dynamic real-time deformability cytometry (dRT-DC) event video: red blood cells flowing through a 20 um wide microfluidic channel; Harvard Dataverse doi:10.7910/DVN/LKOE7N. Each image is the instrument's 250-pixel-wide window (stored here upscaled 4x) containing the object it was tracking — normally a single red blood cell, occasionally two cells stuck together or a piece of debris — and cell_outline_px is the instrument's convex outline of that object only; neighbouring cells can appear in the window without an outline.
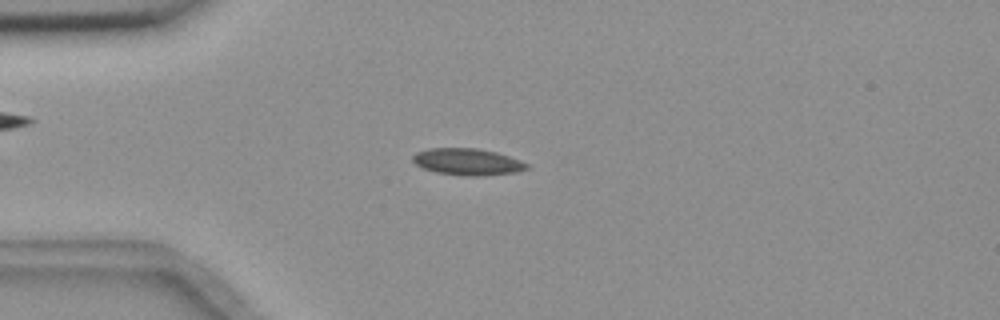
{"species": "common noctule bat (a hibernating species)", "species_latin": "Nyctalus noctula", "temperature_condition": "room temperature", "stored_images_in_passage": 55, "camera_frame_rate_fps": 3000, "um_per_image_px": 0.085, "animal": {"sex": "female", "body_mass_g": 18.4}, "frame": {"image": 1, "passage_image": 14, "time_ms": 4.333, "image_size_px": [1000, 320], "cell_outline_px": [[528, 168], [516, 172], [484, 176], [468, 176], [436, 172], [424, 168], [416, 164], [412, 160], [412, 156], [416, 152], [428, 148], [476, 148], [496, 152], [520, 160], [528, 164]], "centroid_in_image_um": [39.73, 13.75], "position_along_channel_um": 45.3, "area_um2": 17.69}}
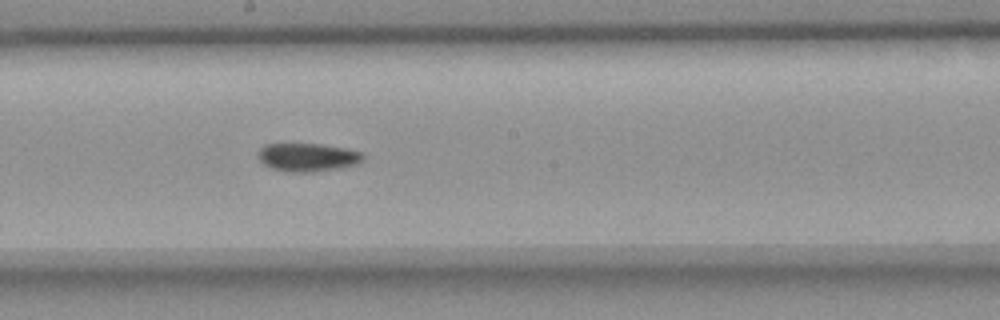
{"frame": {"image": 2, "passage_image": 30, "time_ms": 9.667, "image_size_px": [1000, 320], "cell_outline_px": [[364, 160], [356, 164], [344, 168], [316, 172], [292, 172], [272, 168], [264, 164], [260, 160], [260, 148], [264, 144], [320, 144], [344, 148], [364, 152]], "centroid_in_image_um": [26.22, 13.37], "position_along_channel_um": 222.0, "area_um2": 17.34}}
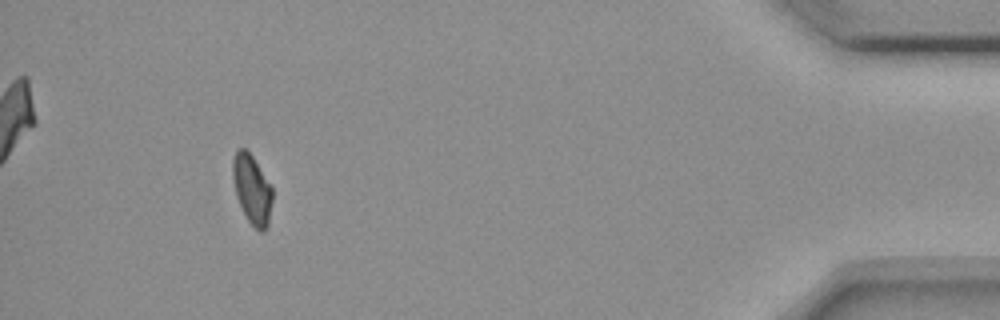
{"frame": {"image": 3, "passage_image": 51, "time_ms": 16.667, "image_size_px": [1000, 320], "cell_outline_px": [[272, 200], [268, 224], [264, 232], [260, 232], [248, 220], [236, 196], [232, 176], [232, 160], [236, 152], [240, 148], [244, 148], [252, 156], [272, 188]], "centroid_in_image_um": [21.41, 16.1], "position_along_channel_um": 413.8, "area_um2": 15.66}, "authors_computed_cell_mechanics": {"area_um2": 16.762, "velocity_mm_per_s": 3.6581, "shape_relaxation_time_tau1_ms": 6.1545, "shape_relaxation_time_tau2_ms": null, "deformation_change_tau1": 0.1218, "deformation_change_tau2": null}}